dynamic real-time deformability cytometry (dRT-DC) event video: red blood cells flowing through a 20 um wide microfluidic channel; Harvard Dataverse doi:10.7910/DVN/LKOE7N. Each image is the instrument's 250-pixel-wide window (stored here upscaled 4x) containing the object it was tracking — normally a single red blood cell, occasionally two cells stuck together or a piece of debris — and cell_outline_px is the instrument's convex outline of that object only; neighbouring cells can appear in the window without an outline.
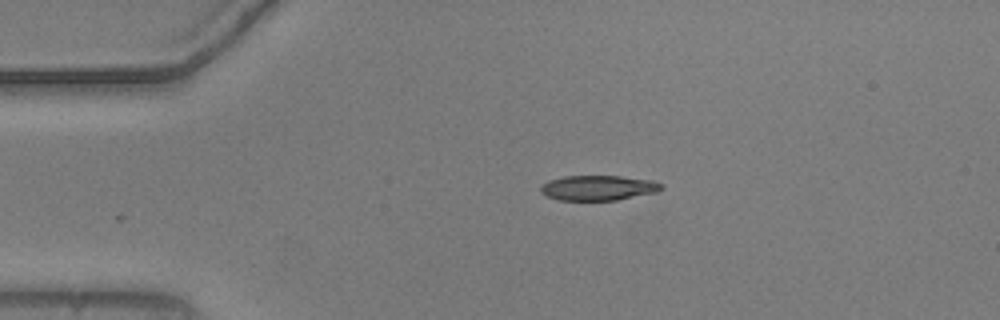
{"species": "common noctule bat (a hibernating species)", "species_latin": "Nyctalus noctula", "temperature_condition": "warm", "stored_images_in_passage": 37, "camera_frame_rate_fps": 3000, "um_per_image_px": 0.085, "animal": {"sex": "male", "body_mass_g": 20.5, "forearm_length_mm": 52.5}, "frame": {"image": 1, "passage_image": 1, "time_ms": 0.0, "image_size_px": [1000, 320], "cell_outline_px": [[664, 188], [656, 192], [616, 200], [560, 200], [548, 196], [540, 192], [540, 188], [548, 180], [564, 176], [620, 176], [652, 180], [664, 184]], "centroid_in_image_um": [50.87, 15.96], "position_along_channel_um": 34.1, "area_um2": 17.57}}
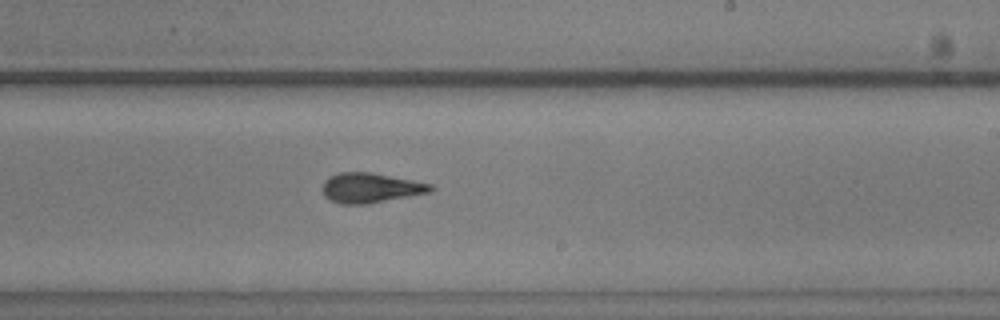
{"frame": {"image": 2, "passage_image": 22, "time_ms": 7.0, "image_size_px": [1000, 320], "cell_outline_px": [[436, 188], [432, 192], [368, 204], [340, 204], [324, 196], [320, 188], [324, 180], [328, 176], [340, 172], [368, 172], [412, 180], [432, 184]], "centroid_in_image_um": [31.47, 15.97], "position_along_channel_um": 257.5, "area_um2": 19.02}}
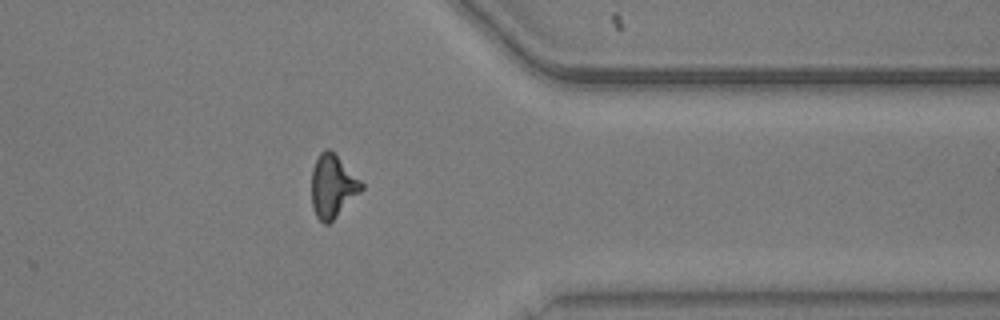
{"frame": {"image": 3, "passage_image": 33, "time_ms": 10.667, "image_size_px": [1000, 320], "cell_outline_px": [[364, 188], [328, 224], [324, 224], [316, 216], [312, 208], [312, 168], [320, 152], [324, 148], [328, 148], [364, 184]], "centroid_in_image_um": [28.25, 15.83], "position_along_channel_um": 383.2, "area_um2": 17.86}, "authors_computed_cell_mechanics": {"area_um2": 18.2648, "velocity_mm_per_s": 3.7315, "shape_relaxation_time_tau1_ms": 5.1781, "shape_relaxation_time_tau2_ms": 1.7994, "deformation_change_tau1": 0.1905, "deformation_change_tau2": 0.0998}}